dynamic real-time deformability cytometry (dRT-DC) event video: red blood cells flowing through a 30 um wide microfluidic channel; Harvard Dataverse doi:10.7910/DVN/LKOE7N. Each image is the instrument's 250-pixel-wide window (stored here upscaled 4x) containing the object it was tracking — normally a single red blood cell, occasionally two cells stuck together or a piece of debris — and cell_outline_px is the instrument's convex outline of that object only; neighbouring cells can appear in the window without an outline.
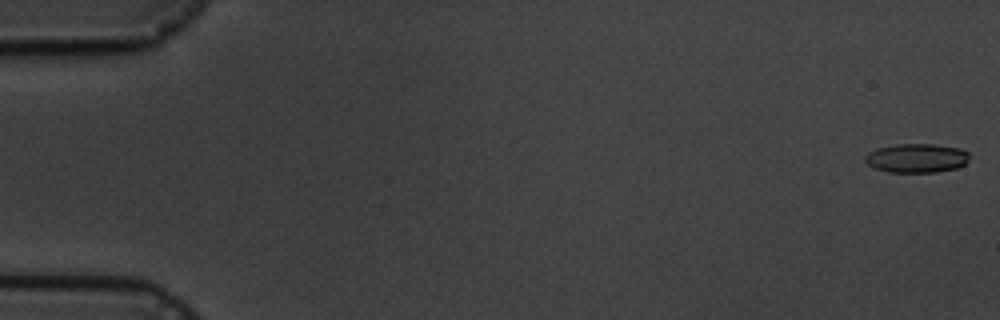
{"species": "common noctule bat (a hibernating species)", "species_latin": "Nyctalus noctula", "temperature_condition": "cold", "stored_images_in_passage": 5, "camera_frame_rate_fps": 3000, "um_per_image_px": 0.085, "animal": {"sex": "male", "body_mass_g": 19.5, "forearm_length_mm": 54.6}, "frame": {"image": 1, "passage_image": 1, "time_ms": 0.0, "image_size_px": [1000, 320], "cell_outline_px": [[968, 160], [964, 164], [956, 168], [936, 172], [888, 172], [872, 168], [864, 160], [864, 156], [868, 152], [876, 148], [896, 144], [936, 144], [960, 148], [968, 152]], "centroid_in_image_um": [77.87, 13.43], "position_along_channel_um": 7.1, "area_um2": 17.8}}
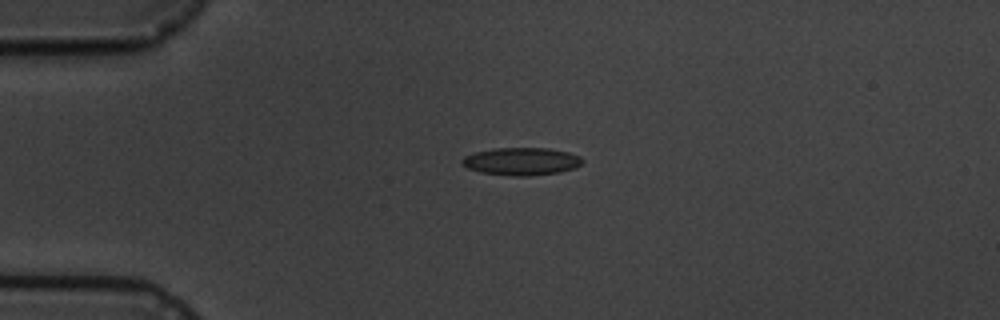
{"frame": {"image": 2, "passage_image": 4, "time_ms": 4.333, "image_size_px": [1000, 320], "cell_outline_px": [[584, 160], [576, 168], [560, 172], [532, 176], [512, 176], [480, 172], [468, 168], [460, 160], [464, 156], [476, 152], [492, 148], [548, 148], [568, 152], [580, 156]], "centroid_in_image_um": [44.34, 13.72], "position_along_channel_um": 40.7, "area_um2": 19.48}}